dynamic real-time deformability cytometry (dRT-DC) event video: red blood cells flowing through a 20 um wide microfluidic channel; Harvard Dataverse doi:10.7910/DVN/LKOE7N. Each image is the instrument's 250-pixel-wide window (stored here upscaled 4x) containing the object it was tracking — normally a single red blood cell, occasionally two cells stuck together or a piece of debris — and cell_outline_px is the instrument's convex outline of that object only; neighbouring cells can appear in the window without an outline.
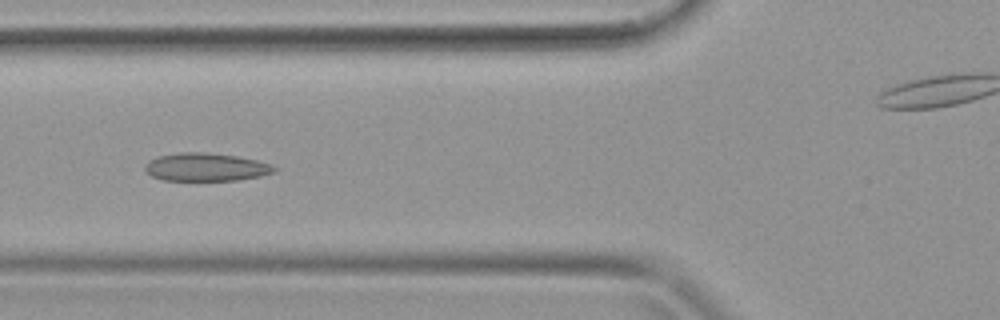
{"species": "common noctule bat (a hibernating species)", "species_latin": "Nyctalus noctula", "temperature_condition": "warm", "stored_images_in_passage": 30, "camera_frame_rate_fps": 3000, "um_per_image_px": 0.085, "animal": {"sex": "female", "body_mass_g": 19.9}, "frame": {"image": 1, "passage_image": 8, "time_ms": 2.333, "image_size_px": [1000, 320], "cell_outline_px": [[276, 168], [272, 172], [256, 176], [236, 180], [164, 180], [152, 176], [144, 168], [148, 160], [156, 156], [180, 152], [204, 152], [236, 156], [256, 160], [268, 164]], "centroid_in_image_um": [17.42, 14.19], "position_along_channel_um": 108.4, "area_um2": 20.75}}
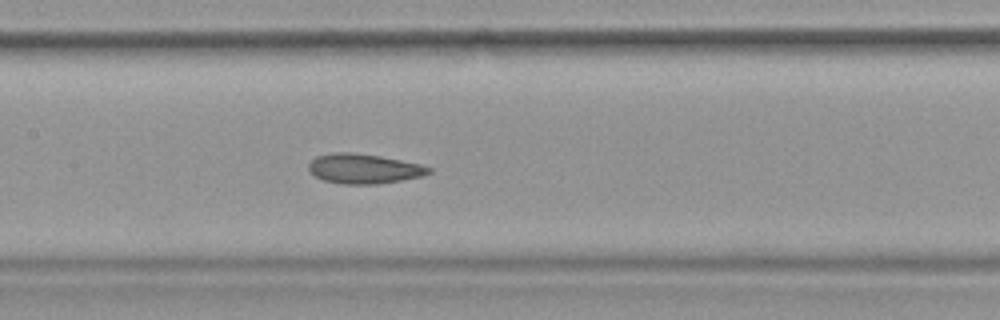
{"frame": {"image": 2, "passage_image": 12, "time_ms": 3.667, "image_size_px": [1000, 320], "cell_outline_px": [[432, 172], [420, 176], [380, 184], [344, 184], [324, 180], [316, 176], [308, 168], [308, 164], [316, 156], [332, 152], [352, 152], [380, 156], [420, 164], [432, 168]], "centroid_in_image_um": [30.92, 14.33], "position_along_channel_um": 176.5, "area_um2": 20.69}}
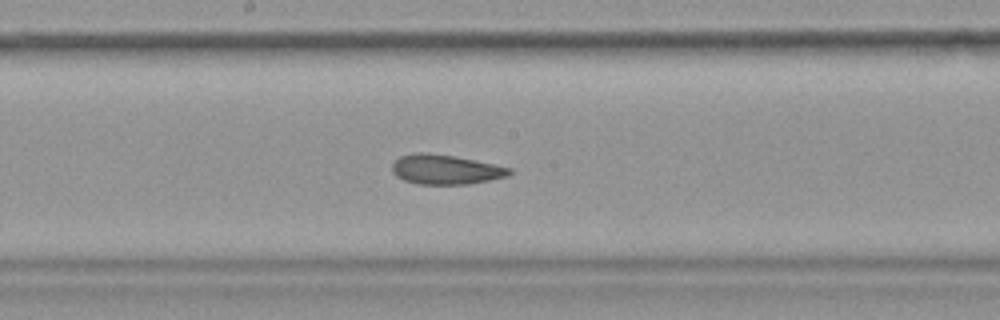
{"frame": {"image": 3, "passage_image": 14, "time_ms": 4.333, "image_size_px": [1000, 320], "cell_outline_px": [[512, 172], [508, 176], [468, 184], [416, 184], [404, 180], [396, 176], [392, 172], [392, 164], [400, 156], [416, 152], [428, 152], [452, 156], [512, 168]], "centroid_in_image_um": [37.83, 14.41], "position_along_channel_um": 210.4, "area_um2": 20.11}}